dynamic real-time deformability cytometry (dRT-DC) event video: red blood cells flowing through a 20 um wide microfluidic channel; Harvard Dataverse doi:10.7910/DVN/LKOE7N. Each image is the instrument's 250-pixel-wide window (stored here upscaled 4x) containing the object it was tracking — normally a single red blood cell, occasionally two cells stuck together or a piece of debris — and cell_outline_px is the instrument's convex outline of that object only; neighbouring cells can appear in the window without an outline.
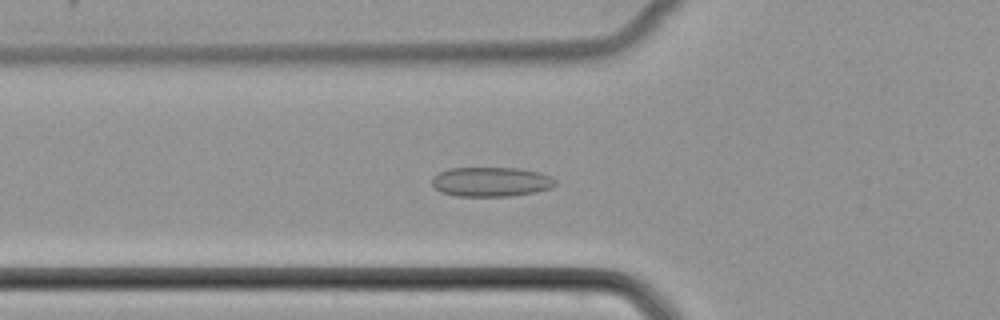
{"species": "common noctule bat (a hibernating species)", "species_latin": "Nyctalus noctula", "temperature_condition": "cold", "stored_images_in_passage": 51, "camera_frame_rate_fps": 3000, "um_per_image_px": 0.085, "animal": {"sex": "female", "body_mass_g": 22.7, "forearm_length_mm": 54.2}, "frame": {"image": 1, "passage_image": 18, "time_ms": 5.667, "image_size_px": [1000, 320], "cell_outline_px": [[556, 184], [552, 188], [536, 192], [512, 196], [456, 196], [440, 192], [432, 184], [432, 180], [440, 172], [448, 168], [516, 168], [540, 172], [556, 180]], "centroid_in_image_um": [41.76, 15.46], "position_along_channel_um": 84.0, "area_um2": 21.21}}
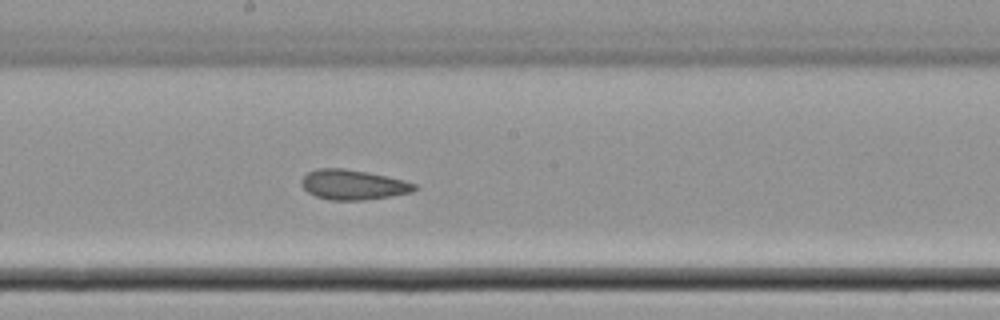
{"frame": {"image": 2, "passage_image": 28, "time_ms": 9.0, "image_size_px": [1000, 320], "cell_outline_px": [[416, 188], [412, 192], [364, 200], [328, 200], [316, 196], [308, 192], [304, 188], [300, 180], [308, 172], [316, 168], [344, 168], [368, 172], [388, 176], [404, 180], [416, 184]], "centroid_in_image_um": [29.99, 15.69], "position_along_channel_um": 218.2, "area_um2": 19.71}}
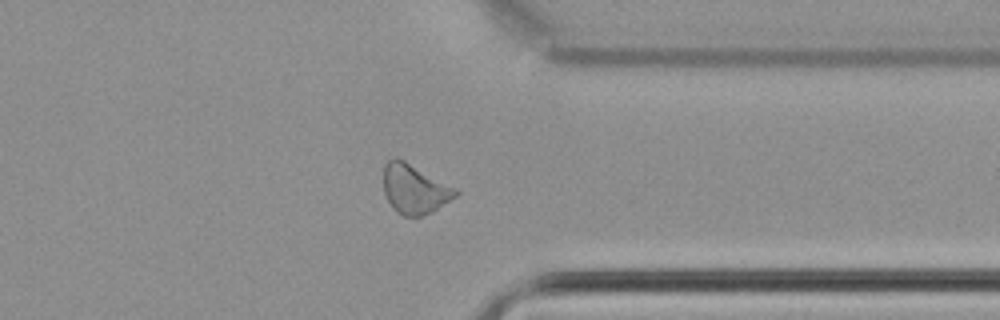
{"frame": {"image": 3, "passage_image": 40, "time_ms": 13.0, "image_size_px": [1000, 320], "cell_outline_px": [[460, 192], [456, 196], [432, 212], [420, 216], [404, 216], [396, 212], [392, 208], [384, 192], [384, 164], [388, 160], [396, 156], [404, 160], [456, 188]], "centroid_in_image_um": [35.22, 16.06], "position_along_channel_um": 376.2, "area_um2": 20.69}}